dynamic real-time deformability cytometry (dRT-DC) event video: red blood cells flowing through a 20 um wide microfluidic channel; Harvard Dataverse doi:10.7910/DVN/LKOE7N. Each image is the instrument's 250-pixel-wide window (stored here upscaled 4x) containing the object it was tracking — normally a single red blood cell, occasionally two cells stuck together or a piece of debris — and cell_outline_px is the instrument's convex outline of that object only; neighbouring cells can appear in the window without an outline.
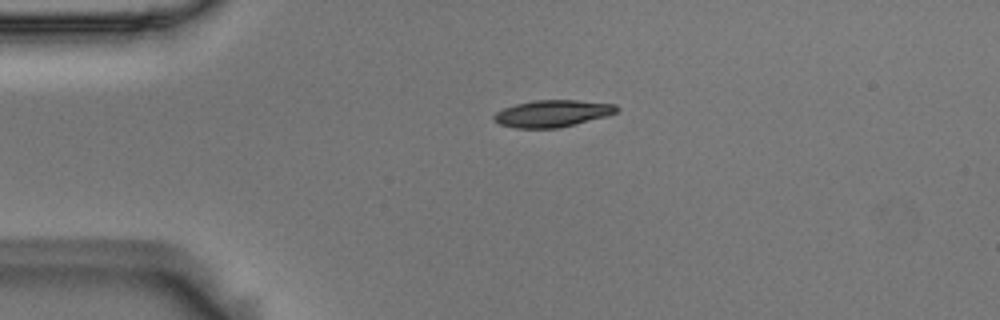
{"species": "Egyptian fruit bat (a non-hibernating species)", "species_latin": "Rousettus aegyptiacus", "temperature_condition": "room temperature", "stored_images_in_passage": 2, "camera_frame_rate_fps": 3000, "um_per_image_px": 0.085, "animal": {"sex": "male"}, "frame": {"image": 1, "passage_image": 1, "time_ms": 0.0, "image_size_px": [1000, 320], "cell_outline_px": [[620, 108], [616, 112], [608, 116], [560, 128], [516, 128], [500, 124], [492, 120], [492, 116], [496, 112], [504, 108], [516, 104], [536, 100], [576, 100], [616, 104]], "centroid_in_image_um": [46.97, 9.65], "position_along_channel_um": 38.0, "area_um2": 19.36}}